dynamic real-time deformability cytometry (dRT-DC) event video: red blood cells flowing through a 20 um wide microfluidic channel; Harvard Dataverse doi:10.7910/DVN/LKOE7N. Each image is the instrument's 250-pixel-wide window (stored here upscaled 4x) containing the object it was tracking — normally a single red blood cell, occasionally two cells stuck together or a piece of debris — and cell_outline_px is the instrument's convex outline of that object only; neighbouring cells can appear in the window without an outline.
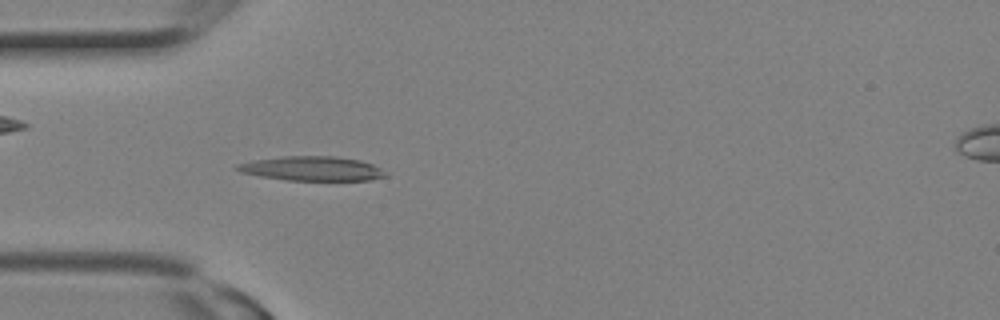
{"species": "Egyptian fruit bat (a non-hibernating species)", "species_latin": "Rousettus aegyptiacus", "temperature_condition": "room temperature", "stored_images_in_passage": 7, "camera_frame_rate_fps": 3000, "um_per_image_px": 0.085, "animal": {"sex": "female"}, "frame": {"image": 1, "passage_image": 7, "time_ms": 2.0, "image_size_px": [1000, 320], "cell_outline_px": [[388, 176], [368, 180], [288, 180], [260, 176], [240, 172], [236, 168], [236, 164], [252, 160], [280, 156], [332, 156], [360, 160], [372, 164], [388, 172]], "centroid_in_image_um": [26.53, 14.32], "position_along_channel_um": 58.5, "area_um2": 21.1}}